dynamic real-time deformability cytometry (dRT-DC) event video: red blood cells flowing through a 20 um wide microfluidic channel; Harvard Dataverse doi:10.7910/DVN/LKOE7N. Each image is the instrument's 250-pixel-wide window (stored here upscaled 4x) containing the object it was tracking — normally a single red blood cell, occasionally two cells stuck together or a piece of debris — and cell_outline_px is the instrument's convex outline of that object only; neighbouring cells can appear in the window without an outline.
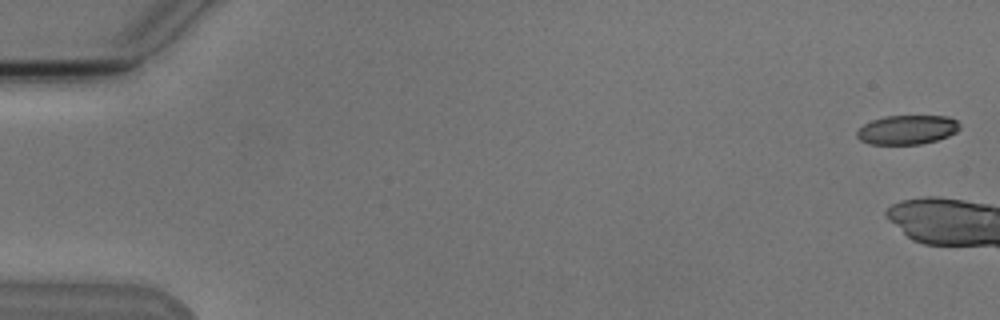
{"species": "Egyptian fruit bat (a non-hibernating species)", "species_latin": "Rousettus aegyptiacus", "temperature_condition": "cold", "stored_images_in_passage": 7, "camera_frame_rate_fps": 3000, "um_per_image_px": 0.085, "animal": {"sex": "male"}, "frame": {"image": 1, "passage_image": 1, "time_ms": 0.0, "image_size_px": [1000, 320], "cell_outline_px": [[960, 128], [956, 132], [948, 136], [936, 140], [920, 144], [868, 144], [860, 140], [856, 136], [856, 132], [864, 124], [872, 120], [884, 116], [948, 116], [956, 120], [960, 124]], "centroid_in_image_um": [77.1, 11.02], "position_along_channel_um": 7.9, "area_um2": 17.51}}